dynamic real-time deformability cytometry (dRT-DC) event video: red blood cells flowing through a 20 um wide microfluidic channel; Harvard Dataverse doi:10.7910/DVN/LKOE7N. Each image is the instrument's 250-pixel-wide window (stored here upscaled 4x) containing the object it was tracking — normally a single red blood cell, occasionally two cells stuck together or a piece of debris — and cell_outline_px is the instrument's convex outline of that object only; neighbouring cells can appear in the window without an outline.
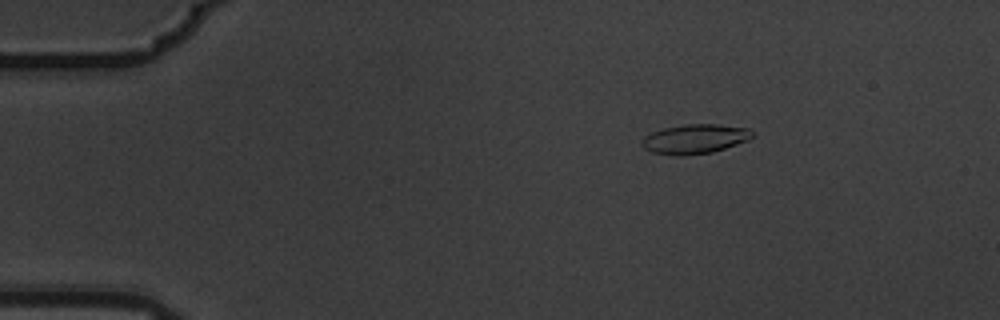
{"species": "common noctule bat (a hibernating species)", "species_latin": "Nyctalus noctula", "temperature_condition": "warm", "stored_images_in_passage": 6, "camera_frame_rate_fps": 3000, "um_per_image_px": 0.085, "animal": {"sex": "male", "body_mass_g": 19.5, "forearm_length_mm": 54.6}, "frame": {"image": 1, "passage_image": 3, "time_ms": 0.667, "image_size_px": [1000, 320], "cell_outline_px": [[752, 136], [748, 140], [712, 152], [684, 156], [676, 156], [652, 152], [644, 148], [640, 144], [644, 136], [652, 132], [664, 128], [684, 124], [716, 124], [748, 128], [752, 132]], "centroid_in_image_um": [59.02, 11.81], "position_along_channel_um": 26.0, "area_um2": 18.9}}
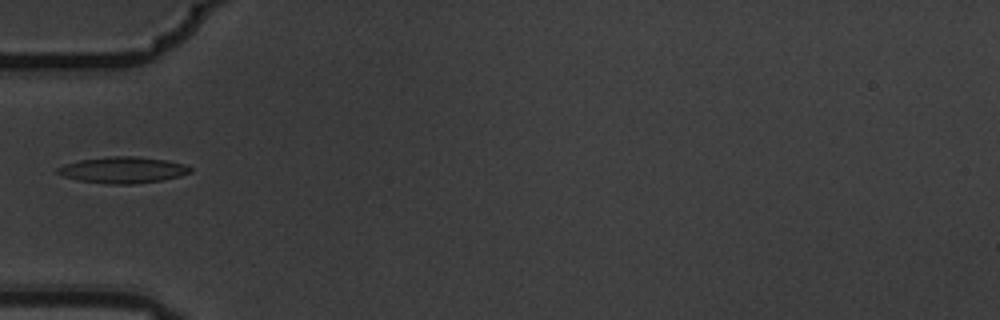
{"frame": {"image": 2, "passage_image": 6, "time_ms": 1.667, "image_size_px": [1000, 320], "cell_outline_px": [[192, 172], [180, 176], [164, 180], [132, 184], [108, 184], [80, 180], [64, 176], [56, 172], [56, 168], [80, 160], [108, 156], [136, 156], [168, 160], [184, 164], [192, 168]], "centroid_in_image_um": [10.5, 14.44], "position_along_channel_um": 74.5, "area_um2": 20.29}}